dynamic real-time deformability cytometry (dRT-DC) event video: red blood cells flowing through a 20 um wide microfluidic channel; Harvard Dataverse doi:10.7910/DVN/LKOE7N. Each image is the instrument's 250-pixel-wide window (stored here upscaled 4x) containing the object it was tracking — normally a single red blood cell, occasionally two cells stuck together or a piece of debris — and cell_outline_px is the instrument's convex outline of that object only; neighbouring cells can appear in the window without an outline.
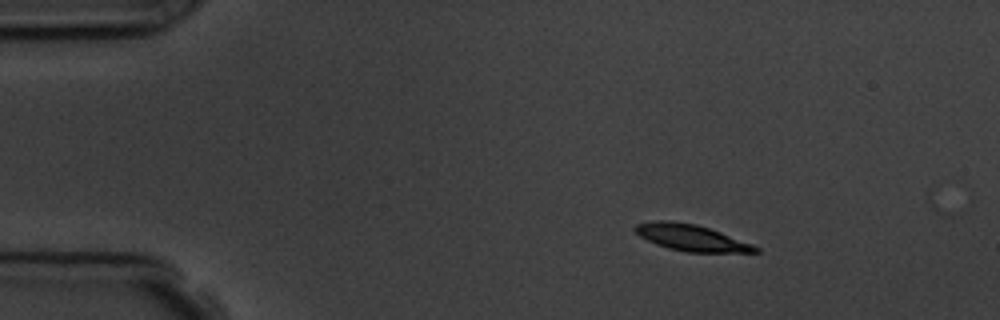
{"species": "common noctule bat (a hibernating species)", "species_latin": "Nyctalus noctula", "temperature_condition": "room temperature", "stored_images_in_passage": 4, "camera_frame_rate_fps": 3000, "um_per_image_px": 0.085, "animal": {"sex": "male", "body_mass_g": 19.5, "forearm_length_mm": 54.6}, "frame": {"image": 1, "passage_image": 1, "time_ms": 0.0, "image_size_px": [1000, 320], "cell_outline_px": [[760, 252], [684, 252], [668, 248], [656, 244], [640, 236], [632, 228], [636, 224], [656, 220], [672, 220], [696, 224], [720, 232], [752, 244], [760, 248]], "centroid_in_image_um": [58.73, 20.2], "position_along_channel_um": 26.3, "area_um2": 18.44}}